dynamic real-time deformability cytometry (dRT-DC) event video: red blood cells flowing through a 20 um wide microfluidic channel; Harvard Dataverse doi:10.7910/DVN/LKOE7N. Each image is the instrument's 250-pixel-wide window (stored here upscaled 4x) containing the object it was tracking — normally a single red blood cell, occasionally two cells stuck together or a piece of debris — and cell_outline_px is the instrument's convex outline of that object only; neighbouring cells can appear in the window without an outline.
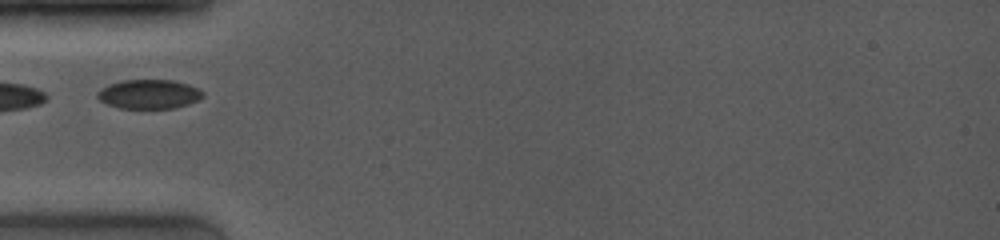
{"species": "common noctule bat (a hibernating species)", "species_latin": "Nyctalus noctula", "temperature_condition": "room temperature", "stored_images_in_passage": 28, "camera_frame_rate_fps": 4000, "um_per_image_px": 0.085, "animal": {"sex": "female", "body_mass_g": 19.0, "forearm_length_mm": 53.3}, "frame": {"image": 1, "passage_image": 1, "time_ms": 0.0, "image_size_px": [1000, 240], "cell_outline_px": [[204, 96], [188, 104], [172, 108], [120, 108], [108, 104], [100, 100], [96, 96], [96, 92], [100, 88], [108, 84], [120, 80], [172, 80], [188, 84], [204, 92]], "centroid_in_image_um": [12.62, 7.99], "position_along_channel_um": 72.4, "area_um2": 17.92}}